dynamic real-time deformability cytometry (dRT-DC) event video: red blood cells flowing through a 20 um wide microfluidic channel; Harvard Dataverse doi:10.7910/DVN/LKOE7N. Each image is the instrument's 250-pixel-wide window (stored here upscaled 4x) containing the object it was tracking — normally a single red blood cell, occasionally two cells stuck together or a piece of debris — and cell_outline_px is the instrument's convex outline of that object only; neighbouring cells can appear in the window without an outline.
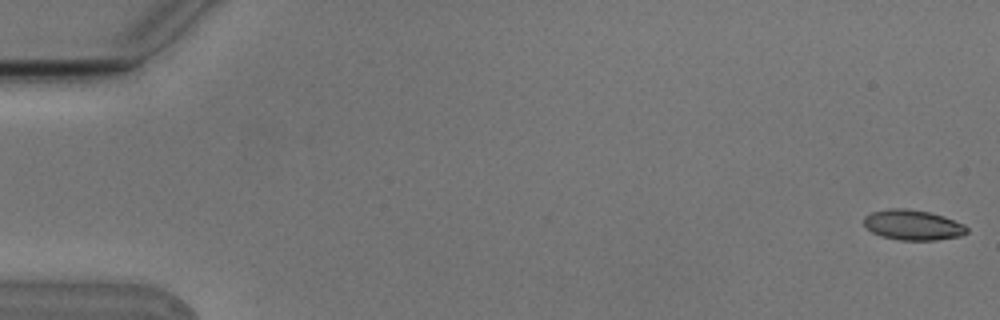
{"species": "Egyptian fruit bat (a non-hibernating species)", "species_latin": "Rousettus aegyptiacus", "temperature_condition": "cold", "stored_images_in_passage": 6, "camera_frame_rate_fps": 3000, "um_per_image_px": 0.085, "animal": {"sex": "male"}, "frame": {"image": 1, "passage_image": 1, "time_ms": 0.0, "image_size_px": [1000, 320], "cell_outline_px": [[968, 232], [960, 236], [936, 240], [900, 240], [880, 236], [872, 232], [864, 224], [864, 216], [872, 212], [892, 208], [904, 208], [928, 212], [944, 216], [964, 224], [968, 228]], "centroid_in_image_um": [77.6, 19.13], "position_along_channel_um": 7.4, "area_um2": 18.09}}